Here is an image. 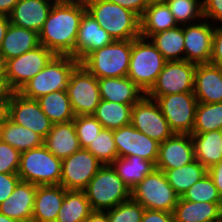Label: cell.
<instances>
[{
  "label": "cell",
  "instance_id": "603a6c76",
  "mask_svg": "<svg viewBox=\"0 0 222 222\" xmlns=\"http://www.w3.org/2000/svg\"><path fill=\"white\" fill-rule=\"evenodd\" d=\"M66 189L59 185H38L31 222H55Z\"/></svg>",
  "mask_w": 222,
  "mask_h": 222
},
{
  "label": "cell",
  "instance_id": "3957f363",
  "mask_svg": "<svg viewBox=\"0 0 222 222\" xmlns=\"http://www.w3.org/2000/svg\"><path fill=\"white\" fill-rule=\"evenodd\" d=\"M93 211H107L131 199V189L111 164L102 165L84 189Z\"/></svg>",
  "mask_w": 222,
  "mask_h": 222
},
{
  "label": "cell",
  "instance_id": "7c38bea8",
  "mask_svg": "<svg viewBox=\"0 0 222 222\" xmlns=\"http://www.w3.org/2000/svg\"><path fill=\"white\" fill-rule=\"evenodd\" d=\"M197 65L186 60L168 61L147 96L194 92L195 70Z\"/></svg>",
  "mask_w": 222,
  "mask_h": 222
},
{
  "label": "cell",
  "instance_id": "f546056e",
  "mask_svg": "<svg viewBox=\"0 0 222 222\" xmlns=\"http://www.w3.org/2000/svg\"><path fill=\"white\" fill-rule=\"evenodd\" d=\"M0 140L20 153L44 145L42 136L10 119L0 127Z\"/></svg>",
  "mask_w": 222,
  "mask_h": 222
},
{
  "label": "cell",
  "instance_id": "277c9868",
  "mask_svg": "<svg viewBox=\"0 0 222 222\" xmlns=\"http://www.w3.org/2000/svg\"><path fill=\"white\" fill-rule=\"evenodd\" d=\"M132 40H114L111 44L89 53L80 64L99 78L128 75Z\"/></svg>",
  "mask_w": 222,
  "mask_h": 222
},
{
  "label": "cell",
  "instance_id": "7bdbcfd3",
  "mask_svg": "<svg viewBox=\"0 0 222 222\" xmlns=\"http://www.w3.org/2000/svg\"><path fill=\"white\" fill-rule=\"evenodd\" d=\"M20 152L0 140V173H17Z\"/></svg>",
  "mask_w": 222,
  "mask_h": 222
},
{
  "label": "cell",
  "instance_id": "9a60e30c",
  "mask_svg": "<svg viewBox=\"0 0 222 222\" xmlns=\"http://www.w3.org/2000/svg\"><path fill=\"white\" fill-rule=\"evenodd\" d=\"M9 119L15 124L31 129L44 139L53 125L36 99L26 98L19 92L11 94Z\"/></svg>",
  "mask_w": 222,
  "mask_h": 222
},
{
  "label": "cell",
  "instance_id": "4dcf8cb0",
  "mask_svg": "<svg viewBox=\"0 0 222 222\" xmlns=\"http://www.w3.org/2000/svg\"><path fill=\"white\" fill-rule=\"evenodd\" d=\"M111 166L124 183L132 189L141 182L146 175L155 169V164L144 160L140 156L117 157Z\"/></svg>",
  "mask_w": 222,
  "mask_h": 222
},
{
  "label": "cell",
  "instance_id": "f1b7e54d",
  "mask_svg": "<svg viewBox=\"0 0 222 222\" xmlns=\"http://www.w3.org/2000/svg\"><path fill=\"white\" fill-rule=\"evenodd\" d=\"M195 160L207 169L222 161V130L191 134Z\"/></svg>",
  "mask_w": 222,
  "mask_h": 222
},
{
  "label": "cell",
  "instance_id": "db71d44e",
  "mask_svg": "<svg viewBox=\"0 0 222 222\" xmlns=\"http://www.w3.org/2000/svg\"><path fill=\"white\" fill-rule=\"evenodd\" d=\"M84 222H110L106 211H92Z\"/></svg>",
  "mask_w": 222,
  "mask_h": 222
},
{
  "label": "cell",
  "instance_id": "7402d4cb",
  "mask_svg": "<svg viewBox=\"0 0 222 222\" xmlns=\"http://www.w3.org/2000/svg\"><path fill=\"white\" fill-rule=\"evenodd\" d=\"M37 186L20 181L11 196L0 204V212L19 222H31Z\"/></svg>",
  "mask_w": 222,
  "mask_h": 222
},
{
  "label": "cell",
  "instance_id": "ab89813d",
  "mask_svg": "<svg viewBox=\"0 0 222 222\" xmlns=\"http://www.w3.org/2000/svg\"><path fill=\"white\" fill-rule=\"evenodd\" d=\"M182 198L192 202L222 203L217 188L208 173L194 183Z\"/></svg>",
  "mask_w": 222,
  "mask_h": 222
},
{
  "label": "cell",
  "instance_id": "7dc6e473",
  "mask_svg": "<svg viewBox=\"0 0 222 222\" xmlns=\"http://www.w3.org/2000/svg\"><path fill=\"white\" fill-rule=\"evenodd\" d=\"M114 4H118L123 8L129 9L136 13L140 18L149 6V0H108Z\"/></svg>",
  "mask_w": 222,
  "mask_h": 222
},
{
  "label": "cell",
  "instance_id": "681fc988",
  "mask_svg": "<svg viewBox=\"0 0 222 222\" xmlns=\"http://www.w3.org/2000/svg\"><path fill=\"white\" fill-rule=\"evenodd\" d=\"M208 174L212 178L222 200V161L208 168Z\"/></svg>",
  "mask_w": 222,
  "mask_h": 222
},
{
  "label": "cell",
  "instance_id": "8fae6325",
  "mask_svg": "<svg viewBox=\"0 0 222 222\" xmlns=\"http://www.w3.org/2000/svg\"><path fill=\"white\" fill-rule=\"evenodd\" d=\"M66 92L75 116L92 115L101 101L98 79L80 63L70 75Z\"/></svg>",
  "mask_w": 222,
  "mask_h": 222
},
{
  "label": "cell",
  "instance_id": "cb8c5ba5",
  "mask_svg": "<svg viewBox=\"0 0 222 222\" xmlns=\"http://www.w3.org/2000/svg\"><path fill=\"white\" fill-rule=\"evenodd\" d=\"M39 45V34L36 31L10 23L0 48V67L7 60L18 57Z\"/></svg>",
  "mask_w": 222,
  "mask_h": 222
},
{
  "label": "cell",
  "instance_id": "11a10c76",
  "mask_svg": "<svg viewBox=\"0 0 222 222\" xmlns=\"http://www.w3.org/2000/svg\"><path fill=\"white\" fill-rule=\"evenodd\" d=\"M10 25L9 16L0 15V48Z\"/></svg>",
  "mask_w": 222,
  "mask_h": 222
},
{
  "label": "cell",
  "instance_id": "4316f807",
  "mask_svg": "<svg viewBox=\"0 0 222 222\" xmlns=\"http://www.w3.org/2000/svg\"><path fill=\"white\" fill-rule=\"evenodd\" d=\"M222 203L192 202L179 197L174 222H220Z\"/></svg>",
  "mask_w": 222,
  "mask_h": 222
},
{
  "label": "cell",
  "instance_id": "8d00e7d4",
  "mask_svg": "<svg viewBox=\"0 0 222 222\" xmlns=\"http://www.w3.org/2000/svg\"><path fill=\"white\" fill-rule=\"evenodd\" d=\"M222 130V102H198L192 134Z\"/></svg>",
  "mask_w": 222,
  "mask_h": 222
},
{
  "label": "cell",
  "instance_id": "d590c367",
  "mask_svg": "<svg viewBox=\"0 0 222 222\" xmlns=\"http://www.w3.org/2000/svg\"><path fill=\"white\" fill-rule=\"evenodd\" d=\"M164 173L175 193L179 197H182L194 183L202 179L208 173V169L198 160H194L180 168L166 170Z\"/></svg>",
  "mask_w": 222,
  "mask_h": 222
},
{
  "label": "cell",
  "instance_id": "f6af8a7d",
  "mask_svg": "<svg viewBox=\"0 0 222 222\" xmlns=\"http://www.w3.org/2000/svg\"><path fill=\"white\" fill-rule=\"evenodd\" d=\"M202 3L204 19L212 22L213 25L222 24V0H203Z\"/></svg>",
  "mask_w": 222,
  "mask_h": 222
},
{
  "label": "cell",
  "instance_id": "b9f144b4",
  "mask_svg": "<svg viewBox=\"0 0 222 222\" xmlns=\"http://www.w3.org/2000/svg\"><path fill=\"white\" fill-rule=\"evenodd\" d=\"M145 208L132 199L107 210L110 222H141Z\"/></svg>",
  "mask_w": 222,
  "mask_h": 222
},
{
  "label": "cell",
  "instance_id": "9c48e42d",
  "mask_svg": "<svg viewBox=\"0 0 222 222\" xmlns=\"http://www.w3.org/2000/svg\"><path fill=\"white\" fill-rule=\"evenodd\" d=\"M148 97L155 99L174 133L192 134L198 105L194 92Z\"/></svg>",
  "mask_w": 222,
  "mask_h": 222
},
{
  "label": "cell",
  "instance_id": "2e32d148",
  "mask_svg": "<svg viewBox=\"0 0 222 222\" xmlns=\"http://www.w3.org/2000/svg\"><path fill=\"white\" fill-rule=\"evenodd\" d=\"M207 19L183 25L185 60L196 65L210 63L215 25Z\"/></svg>",
  "mask_w": 222,
  "mask_h": 222
},
{
  "label": "cell",
  "instance_id": "5b68a950",
  "mask_svg": "<svg viewBox=\"0 0 222 222\" xmlns=\"http://www.w3.org/2000/svg\"><path fill=\"white\" fill-rule=\"evenodd\" d=\"M166 62L149 39L139 37L132 40L127 77L146 94L155 84Z\"/></svg>",
  "mask_w": 222,
  "mask_h": 222
},
{
  "label": "cell",
  "instance_id": "f35d334b",
  "mask_svg": "<svg viewBox=\"0 0 222 222\" xmlns=\"http://www.w3.org/2000/svg\"><path fill=\"white\" fill-rule=\"evenodd\" d=\"M86 149L103 165L111 164L118 157L113 130L103 128Z\"/></svg>",
  "mask_w": 222,
  "mask_h": 222
},
{
  "label": "cell",
  "instance_id": "6f0895ef",
  "mask_svg": "<svg viewBox=\"0 0 222 222\" xmlns=\"http://www.w3.org/2000/svg\"><path fill=\"white\" fill-rule=\"evenodd\" d=\"M167 0H149L150 3L166 2Z\"/></svg>",
  "mask_w": 222,
  "mask_h": 222
},
{
  "label": "cell",
  "instance_id": "4fadbf2b",
  "mask_svg": "<svg viewBox=\"0 0 222 222\" xmlns=\"http://www.w3.org/2000/svg\"><path fill=\"white\" fill-rule=\"evenodd\" d=\"M131 124L159 143L174 134L155 99L149 98L146 94L133 105Z\"/></svg>",
  "mask_w": 222,
  "mask_h": 222
},
{
  "label": "cell",
  "instance_id": "7a4b0ae2",
  "mask_svg": "<svg viewBox=\"0 0 222 222\" xmlns=\"http://www.w3.org/2000/svg\"><path fill=\"white\" fill-rule=\"evenodd\" d=\"M87 11L113 40L140 37V17L129 9L108 0H84Z\"/></svg>",
  "mask_w": 222,
  "mask_h": 222
},
{
  "label": "cell",
  "instance_id": "e0dca14e",
  "mask_svg": "<svg viewBox=\"0 0 222 222\" xmlns=\"http://www.w3.org/2000/svg\"><path fill=\"white\" fill-rule=\"evenodd\" d=\"M113 139L118 157L135 155L156 164L160 143L135 129L132 124L113 130Z\"/></svg>",
  "mask_w": 222,
  "mask_h": 222
},
{
  "label": "cell",
  "instance_id": "8992f818",
  "mask_svg": "<svg viewBox=\"0 0 222 222\" xmlns=\"http://www.w3.org/2000/svg\"><path fill=\"white\" fill-rule=\"evenodd\" d=\"M80 62L70 55H55L49 63L19 91L24 97L38 99L43 95L66 90L74 68Z\"/></svg>",
  "mask_w": 222,
  "mask_h": 222
},
{
  "label": "cell",
  "instance_id": "30bf717a",
  "mask_svg": "<svg viewBox=\"0 0 222 222\" xmlns=\"http://www.w3.org/2000/svg\"><path fill=\"white\" fill-rule=\"evenodd\" d=\"M54 56L51 50L40 44L18 57L7 60L1 68L10 89L19 92Z\"/></svg>",
  "mask_w": 222,
  "mask_h": 222
},
{
  "label": "cell",
  "instance_id": "680465c9",
  "mask_svg": "<svg viewBox=\"0 0 222 222\" xmlns=\"http://www.w3.org/2000/svg\"><path fill=\"white\" fill-rule=\"evenodd\" d=\"M220 222H222V208H221Z\"/></svg>",
  "mask_w": 222,
  "mask_h": 222
},
{
  "label": "cell",
  "instance_id": "d4e9b609",
  "mask_svg": "<svg viewBox=\"0 0 222 222\" xmlns=\"http://www.w3.org/2000/svg\"><path fill=\"white\" fill-rule=\"evenodd\" d=\"M99 90L101 99L122 104H135L144 95L129 77L99 78Z\"/></svg>",
  "mask_w": 222,
  "mask_h": 222
},
{
  "label": "cell",
  "instance_id": "44dd1931",
  "mask_svg": "<svg viewBox=\"0 0 222 222\" xmlns=\"http://www.w3.org/2000/svg\"><path fill=\"white\" fill-rule=\"evenodd\" d=\"M194 95L200 103L222 102V67L206 63L195 70Z\"/></svg>",
  "mask_w": 222,
  "mask_h": 222
},
{
  "label": "cell",
  "instance_id": "bcb514c9",
  "mask_svg": "<svg viewBox=\"0 0 222 222\" xmlns=\"http://www.w3.org/2000/svg\"><path fill=\"white\" fill-rule=\"evenodd\" d=\"M219 25V26H218ZM215 25L210 63L222 67V24Z\"/></svg>",
  "mask_w": 222,
  "mask_h": 222
},
{
  "label": "cell",
  "instance_id": "60d3db41",
  "mask_svg": "<svg viewBox=\"0 0 222 222\" xmlns=\"http://www.w3.org/2000/svg\"><path fill=\"white\" fill-rule=\"evenodd\" d=\"M73 121L82 149H86L103 129L101 123L93 115L75 116Z\"/></svg>",
  "mask_w": 222,
  "mask_h": 222
},
{
  "label": "cell",
  "instance_id": "836d02e7",
  "mask_svg": "<svg viewBox=\"0 0 222 222\" xmlns=\"http://www.w3.org/2000/svg\"><path fill=\"white\" fill-rule=\"evenodd\" d=\"M36 100L53 124L70 122L75 118L66 90L51 92Z\"/></svg>",
  "mask_w": 222,
  "mask_h": 222
},
{
  "label": "cell",
  "instance_id": "d6986e66",
  "mask_svg": "<svg viewBox=\"0 0 222 222\" xmlns=\"http://www.w3.org/2000/svg\"><path fill=\"white\" fill-rule=\"evenodd\" d=\"M113 41L106 30L86 11L81 18L75 42V59L81 62L89 53Z\"/></svg>",
  "mask_w": 222,
  "mask_h": 222
},
{
  "label": "cell",
  "instance_id": "5bb4252c",
  "mask_svg": "<svg viewBox=\"0 0 222 222\" xmlns=\"http://www.w3.org/2000/svg\"><path fill=\"white\" fill-rule=\"evenodd\" d=\"M103 164L87 149L62 159L60 185L66 190H84Z\"/></svg>",
  "mask_w": 222,
  "mask_h": 222
},
{
  "label": "cell",
  "instance_id": "484cf974",
  "mask_svg": "<svg viewBox=\"0 0 222 222\" xmlns=\"http://www.w3.org/2000/svg\"><path fill=\"white\" fill-rule=\"evenodd\" d=\"M44 145L57 158L64 159L80 150L74 121L55 123L44 139Z\"/></svg>",
  "mask_w": 222,
  "mask_h": 222
},
{
  "label": "cell",
  "instance_id": "52a82bcc",
  "mask_svg": "<svg viewBox=\"0 0 222 222\" xmlns=\"http://www.w3.org/2000/svg\"><path fill=\"white\" fill-rule=\"evenodd\" d=\"M61 167L62 159L43 145L21 152L17 174L21 181L35 185H59Z\"/></svg>",
  "mask_w": 222,
  "mask_h": 222
},
{
  "label": "cell",
  "instance_id": "74e56055",
  "mask_svg": "<svg viewBox=\"0 0 222 222\" xmlns=\"http://www.w3.org/2000/svg\"><path fill=\"white\" fill-rule=\"evenodd\" d=\"M165 3L178 25L193 24L204 18L202 0H167Z\"/></svg>",
  "mask_w": 222,
  "mask_h": 222
},
{
  "label": "cell",
  "instance_id": "f907efd6",
  "mask_svg": "<svg viewBox=\"0 0 222 222\" xmlns=\"http://www.w3.org/2000/svg\"><path fill=\"white\" fill-rule=\"evenodd\" d=\"M12 92L7 83L4 71L0 67V99H11Z\"/></svg>",
  "mask_w": 222,
  "mask_h": 222
},
{
  "label": "cell",
  "instance_id": "6da1fadb",
  "mask_svg": "<svg viewBox=\"0 0 222 222\" xmlns=\"http://www.w3.org/2000/svg\"><path fill=\"white\" fill-rule=\"evenodd\" d=\"M84 0L56 1L39 34V43L55 55L75 58V42L83 14Z\"/></svg>",
  "mask_w": 222,
  "mask_h": 222
},
{
  "label": "cell",
  "instance_id": "ffe728a7",
  "mask_svg": "<svg viewBox=\"0 0 222 222\" xmlns=\"http://www.w3.org/2000/svg\"><path fill=\"white\" fill-rule=\"evenodd\" d=\"M56 0H19L9 15L10 23L39 33Z\"/></svg>",
  "mask_w": 222,
  "mask_h": 222
},
{
  "label": "cell",
  "instance_id": "816d5d0a",
  "mask_svg": "<svg viewBox=\"0 0 222 222\" xmlns=\"http://www.w3.org/2000/svg\"><path fill=\"white\" fill-rule=\"evenodd\" d=\"M10 100L0 99V127L9 119Z\"/></svg>",
  "mask_w": 222,
  "mask_h": 222
},
{
  "label": "cell",
  "instance_id": "d6a6232c",
  "mask_svg": "<svg viewBox=\"0 0 222 222\" xmlns=\"http://www.w3.org/2000/svg\"><path fill=\"white\" fill-rule=\"evenodd\" d=\"M149 40L167 62L185 60L183 25L156 33Z\"/></svg>",
  "mask_w": 222,
  "mask_h": 222
},
{
  "label": "cell",
  "instance_id": "ba28073f",
  "mask_svg": "<svg viewBox=\"0 0 222 222\" xmlns=\"http://www.w3.org/2000/svg\"><path fill=\"white\" fill-rule=\"evenodd\" d=\"M131 199L145 209L173 213L179 196L168 183L164 171L155 168L131 189Z\"/></svg>",
  "mask_w": 222,
  "mask_h": 222
},
{
  "label": "cell",
  "instance_id": "c3c4849f",
  "mask_svg": "<svg viewBox=\"0 0 222 222\" xmlns=\"http://www.w3.org/2000/svg\"><path fill=\"white\" fill-rule=\"evenodd\" d=\"M141 222H174V216L166 211L145 209Z\"/></svg>",
  "mask_w": 222,
  "mask_h": 222
},
{
  "label": "cell",
  "instance_id": "83f0119b",
  "mask_svg": "<svg viewBox=\"0 0 222 222\" xmlns=\"http://www.w3.org/2000/svg\"><path fill=\"white\" fill-rule=\"evenodd\" d=\"M176 26L178 24L165 2L150 3L140 18V37L149 39Z\"/></svg>",
  "mask_w": 222,
  "mask_h": 222
},
{
  "label": "cell",
  "instance_id": "e575fe53",
  "mask_svg": "<svg viewBox=\"0 0 222 222\" xmlns=\"http://www.w3.org/2000/svg\"><path fill=\"white\" fill-rule=\"evenodd\" d=\"M92 211L84 190H66L55 222H84Z\"/></svg>",
  "mask_w": 222,
  "mask_h": 222
},
{
  "label": "cell",
  "instance_id": "ee69618b",
  "mask_svg": "<svg viewBox=\"0 0 222 222\" xmlns=\"http://www.w3.org/2000/svg\"><path fill=\"white\" fill-rule=\"evenodd\" d=\"M20 181L17 173H0V204L11 196Z\"/></svg>",
  "mask_w": 222,
  "mask_h": 222
},
{
  "label": "cell",
  "instance_id": "1f68e13d",
  "mask_svg": "<svg viewBox=\"0 0 222 222\" xmlns=\"http://www.w3.org/2000/svg\"><path fill=\"white\" fill-rule=\"evenodd\" d=\"M134 104H122L101 99L92 114L105 129L117 130L131 124L132 108Z\"/></svg>",
  "mask_w": 222,
  "mask_h": 222
},
{
  "label": "cell",
  "instance_id": "ac0fdd59",
  "mask_svg": "<svg viewBox=\"0 0 222 222\" xmlns=\"http://www.w3.org/2000/svg\"><path fill=\"white\" fill-rule=\"evenodd\" d=\"M195 160L194 143L191 134L174 133L159 145L155 168L161 171L180 168Z\"/></svg>",
  "mask_w": 222,
  "mask_h": 222
},
{
  "label": "cell",
  "instance_id": "9f6ffc18",
  "mask_svg": "<svg viewBox=\"0 0 222 222\" xmlns=\"http://www.w3.org/2000/svg\"><path fill=\"white\" fill-rule=\"evenodd\" d=\"M0 222H19V221L9 218L0 212Z\"/></svg>",
  "mask_w": 222,
  "mask_h": 222
},
{
  "label": "cell",
  "instance_id": "f5cc1de1",
  "mask_svg": "<svg viewBox=\"0 0 222 222\" xmlns=\"http://www.w3.org/2000/svg\"><path fill=\"white\" fill-rule=\"evenodd\" d=\"M19 0H0V15L9 16Z\"/></svg>",
  "mask_w": 222,
  "mask_h": 222
}]
</instances>
